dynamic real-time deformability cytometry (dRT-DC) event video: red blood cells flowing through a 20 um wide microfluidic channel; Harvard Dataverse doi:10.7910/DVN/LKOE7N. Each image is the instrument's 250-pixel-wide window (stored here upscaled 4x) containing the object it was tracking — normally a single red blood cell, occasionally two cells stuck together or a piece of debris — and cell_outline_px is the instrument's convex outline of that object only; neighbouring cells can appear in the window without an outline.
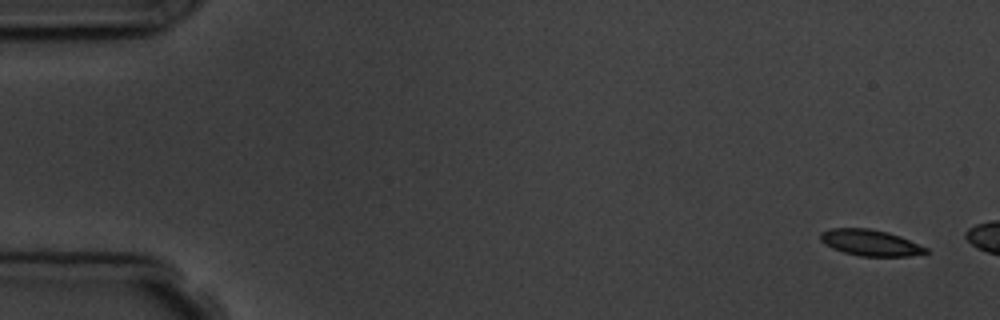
{"species": "common noctule bat (a hibernating species)", "species_latin": "Nyctalus noctula", "temperature_condition": "room temperature", "stored_images_in_passage": 3, "camera_frame_rate_fps": 3000, "um_per_image_px": 0.085, "animal": {"sex": "male", "body_mass_g": 19.5, "forearm_length_mm": 54.6}, "frame": {"image": 1, "passage_image": 1, "time_ms": 0.0, "image_size_px": [1000, 320], "cell_outline_px": [[928, 252], [908, 256], [860, 256], [844, 252], [832, 248], [824, 244], [820, 240], [820, 232], [832, 228], [868, 228], [888, 232], [900, 236], [928, 248]], "centroid_in_image_um": [73.95, 20.62], "position_along_channel_um": 11.1, "area_um2": 16.01}}